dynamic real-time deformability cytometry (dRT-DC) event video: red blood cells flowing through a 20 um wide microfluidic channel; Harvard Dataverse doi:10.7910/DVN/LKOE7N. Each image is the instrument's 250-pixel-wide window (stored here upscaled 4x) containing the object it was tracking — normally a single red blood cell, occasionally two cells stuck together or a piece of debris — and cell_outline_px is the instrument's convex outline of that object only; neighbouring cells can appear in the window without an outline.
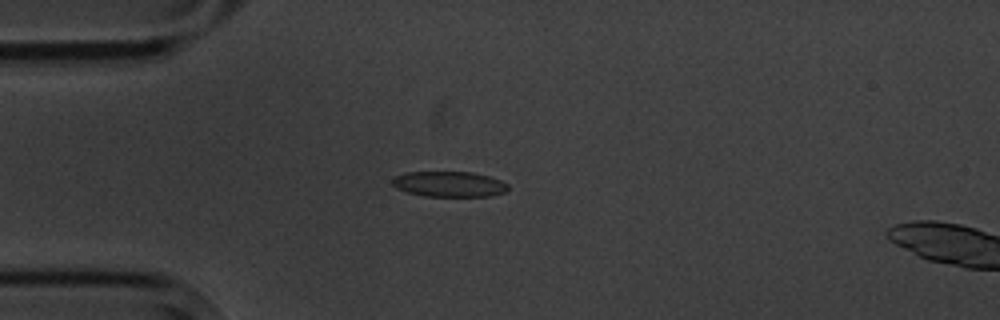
{"species": "common noctule bat (a hibernating species)", "species_latin": "Nyctalus noctula", "temperature_condition": "cold", "stored_images_in_passage": 5, "camera_frame_rate_fps": 3000, "um_per_image_px": 0.085, "animal": {"sex": "male", "body_mass_g": 20.1, "forearm_length_mm": 53.5}, "frame": {"image": 1, "passage_image": 3, "time_ms": 2.333, "image_size_px": [1000, 320], "cell_outline_px": [[508, 188], [504, 192], [492, 196], [424, 196], [408, 192], [396, 188], [392, 184], [392, 176], [404, 172], [472, 172], [488, 176], [500, 180], [508, 184]], "centroid_in_image_um": [38.15, 15.64], "position_along_channel_um": 46.9, "area_um2": 17.22}}
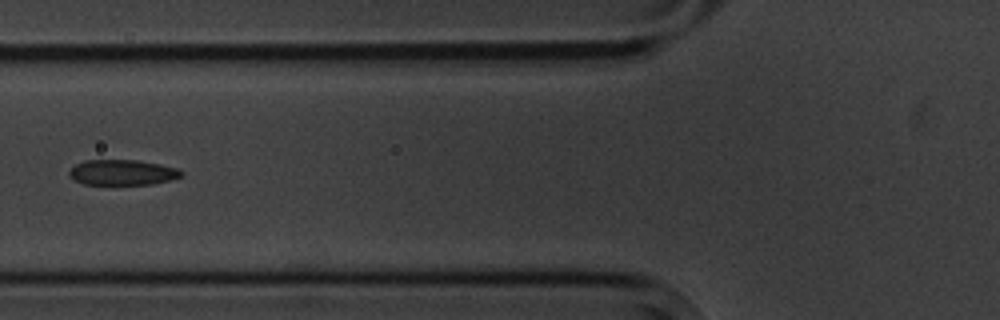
{"frame": {"image": 2, "passage_image": 5, "time_ms": 4.667, "image_size_px": [1000, 320], "cell_outline_px": [[184, 176], [152, 184], [84, 184], [68, 176], [68, 172], [76, 164], [84, 160], [136, 160], [160, 164], [176, 168], [184, 172]], "centroid_in_image_um": [10.41, 14.65], "position_along_channel_um": 115.4, "area_um2": 16.53}}